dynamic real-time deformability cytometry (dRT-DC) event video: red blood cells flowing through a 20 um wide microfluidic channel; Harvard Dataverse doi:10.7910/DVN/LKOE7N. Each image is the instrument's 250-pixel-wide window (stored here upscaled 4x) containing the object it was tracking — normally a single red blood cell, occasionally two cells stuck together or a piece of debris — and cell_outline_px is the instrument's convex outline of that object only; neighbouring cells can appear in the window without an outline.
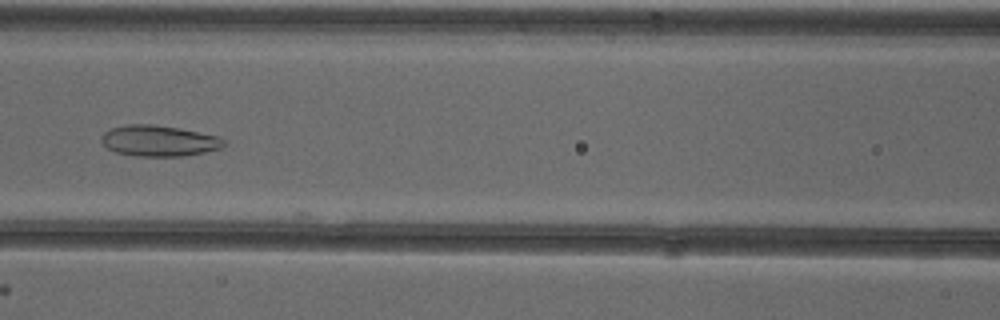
{"species": "common noctule bat (a hibernating species)", "species_latin": "Nyctalus noctula", "temperature_condition": "cold", "stored_images_in_passage": 41, "camera_frame_rate_fps": 3000, "um_per_image_px": 0.085, "animal": {"sex": "female"}, "frame": {"image": 1, "passage_image": 12, "time_ms": 3.667, "image_size_px": [1000, 320], "cell_outline_px": [[224, 144], [220, 148], [204, 152], [184, 156], [136, 156], [116, 152], [108, 148], [100, 140], [100, 136], [104, 132], [112, 128], [128, 124], [152, 124], [176, 128], [220, 136], [224, 140]], "centroid_in_image_um": [13.48, 11.97], "position_along_channel_um": 153.1, "area_um2": 21.91}}
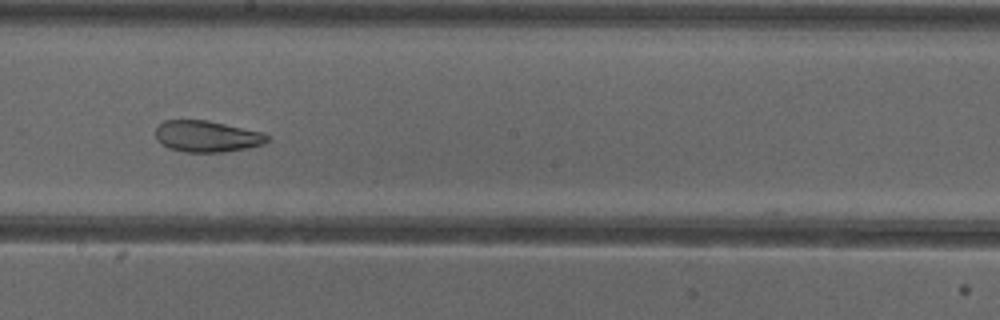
{"frame": {"image": 2, "passage_image": 18, "time_ms": 5.667, "image_size_px": [1000, 320], "cell_outline_px": [[272, 140], [264, 144], [248, 148], [224, 152], [184, 152], [168, 148], [160, 144], [156, 140], [156, 128], [164, 120], [208, 120], [264, 132]], "centroid_in_image_um": [17.61, 11.59], "position_along_channel_um": 230.6, "area_um2": 20.75}}
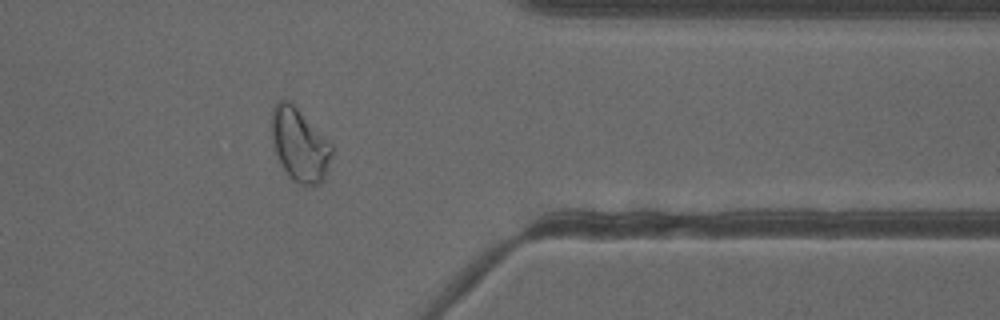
{"frame": {"image": 3, "passage_image": 31, "time_ms": 10.0, "image_size_px": [1000, 320], "cell_outline_px": [[332, 156], [324, 180], [320, 184], [312, 188], [300, 184], [292, 180], [288, 176], [280, 164], [276, 152], [272, 136], [272, 108], [276, 100], [288, 100], [332, 144]], "centroid_in_image_um": [25.47, 12.37], "position_along_channel_um": 385.9, "area_um2": 25.61}, "authors_computed_cell_mechanics": {"area_um2": 24.9118, "velocity_mm_per_s": 3.8887, "shape_relaxation_time_tau1_ms": null, "shape_relaxation_time_tau2_ms": 2.4107, "deformation_change_tau1": null, "deformation_change_tau2": 0.0965}}